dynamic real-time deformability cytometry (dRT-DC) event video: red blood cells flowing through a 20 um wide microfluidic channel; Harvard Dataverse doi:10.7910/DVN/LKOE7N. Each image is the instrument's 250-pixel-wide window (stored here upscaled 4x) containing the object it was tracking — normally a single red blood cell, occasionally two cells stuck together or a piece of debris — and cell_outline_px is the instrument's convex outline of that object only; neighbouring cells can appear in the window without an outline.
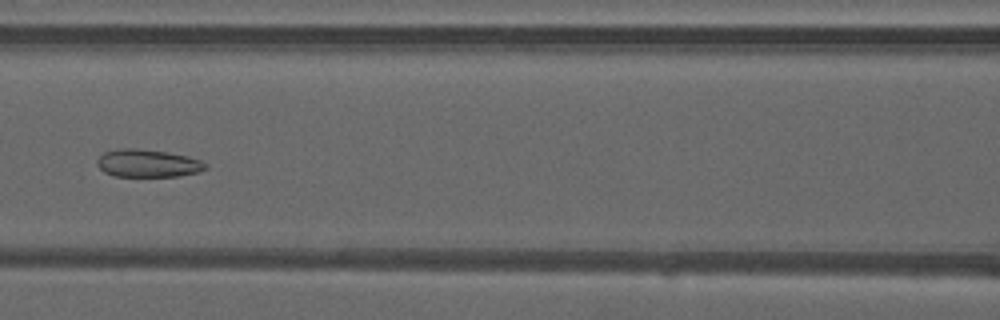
{"species": "common noctule bat (a hibernating species)", "species_latin": "Nyctalus noctula", "temperature_condition": "warm", "stored_images_in_passage": 48, "camera_frame_rate_fps": 3000, "um_per_image_px": 0.085, "animal": {"sex": "male", "forearm_length_mm": 52.5}, "frame": {"image": 1, "passage_image": 20, "time_ms": 6.333, "image_size_px": [1000, 320], "cell_outline_px": [[208, 168], [200, 172], [180, 176], [112, 176], [104, 172], [96, 164], [96, 160], [104, 152], [120, 148], [136, 148], [164, 152], [188, 156], [200, 160], [208, 164]], "centroid_in_image_um": [12.57, 13.89], "position_along_channel_um": 154.0, "area_um2": 17.63}}
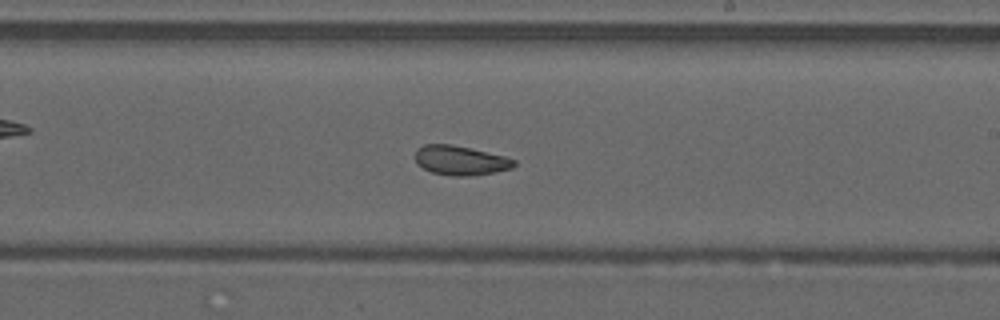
{"frame": {"image": 2, "passage_image": 27, "time_ms": 8.667, "image_size_px": [1000, 320], "cell_outline_px": [[516, 164], [512, 168], [492, 172], [468, 176], [452, 176], [432, 172], [424, 168], [416, 160], [416, 148], [424, 144], [452, 144], [504, 156], [516, 160]], "centroid_in_image_um": [39.13, 13.62], "position_along_channel_um": 249.9, "area_um2": 16.7}}
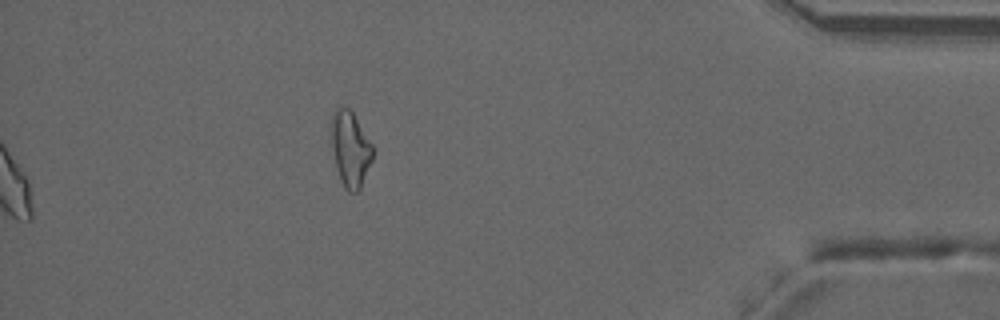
{"frame": {"image": 3, "passage_image": 48, "time_ms": 15.667, "image_size_px": [1000, 320], "cell_outline_px": [[372, 160], [360, 188], [356, 192], [348, 192], [344, 188], [340, 180], [336, 168], [332, 148], [332, 116], [336, 108], [348, 108], [352, 112], [372, 144]], "centroid_in_image_um": [29.77, 12.7], "position_along_channel_um": 405.4, "area_um2": 17.8}, "authors_computed_cell_mechanics": {"area_um2": 18.6116, "velocity_mm_per_s": 4.127, "shape_relaxation_time_tau1_ms": null, "shape_relaxation_time_tau2_ms": 2.3953, "deformation_change_tau1": null, "deformation_change_tau2": 0.0777}}